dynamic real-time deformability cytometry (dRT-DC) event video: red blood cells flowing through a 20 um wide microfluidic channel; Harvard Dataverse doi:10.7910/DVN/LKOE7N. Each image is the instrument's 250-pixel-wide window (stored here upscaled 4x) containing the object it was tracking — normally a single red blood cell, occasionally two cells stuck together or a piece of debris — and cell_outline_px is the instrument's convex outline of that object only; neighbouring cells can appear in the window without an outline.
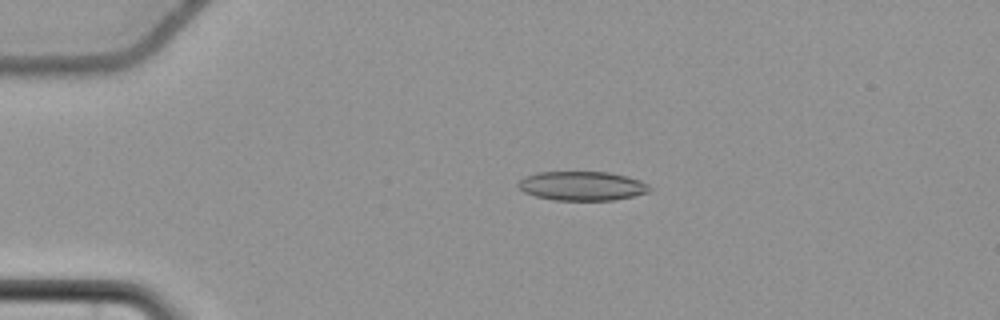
{"species": "common noctule bat (a hibernating species)", "species_latin": "Nyctalus noctula", "temperature_condition": "cold", "stored_images_in_passage": 58, "camera_frame_rate_fps": 3000, "um_per_image_px": 0.085, "animal": {"sex": "female", "body_mass_g": 22.7, "forearm_length_mm": 54.2}, "frame": {"image": 1, "passage_image": 14, "time_ms": 4.333, "image_size_px": [1000, 320], "cell_outline_px": [[652, 188], [648, 192], [632, 196], [612, 200], [552, 200], [536, 196], [524, 192], [516, 184], [524, 176], [536, 172], [608, 172], [640, 180], [648, 184]], "centroid_in_image_um": [49.44, 15.8], "position_along_channel_um": 35.6, "area_um2": 22.25}}
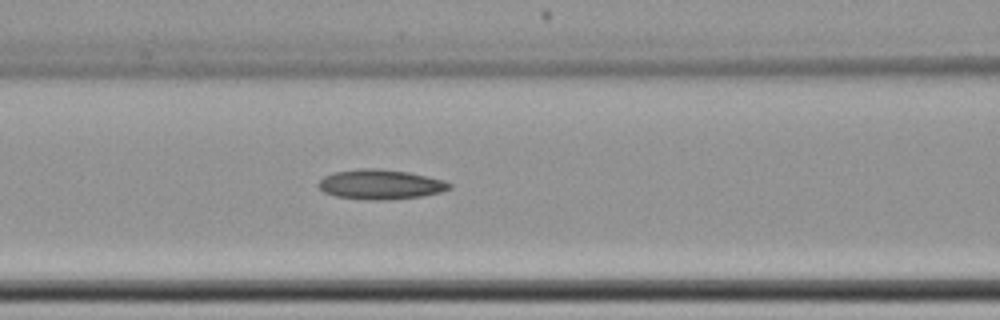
{"frame": {"image": 2, "passage_image": 26, "time_ms": 8.333, "image_size_px": [1000, 320], "cell_outline_px": [[452, 188], [440, 192], [420, 196], [388, 200], [368, 200], [336, 196], [324, 192], [316, 184], [324, 176], [332, 172], [364, 168], [376, 168], [408, 172], [444, 180], [452, 184]], "centroid_in_image_um": [32.32, 15.67], "position_along_channel_um": 134.3, "area_um2": 22.72}}
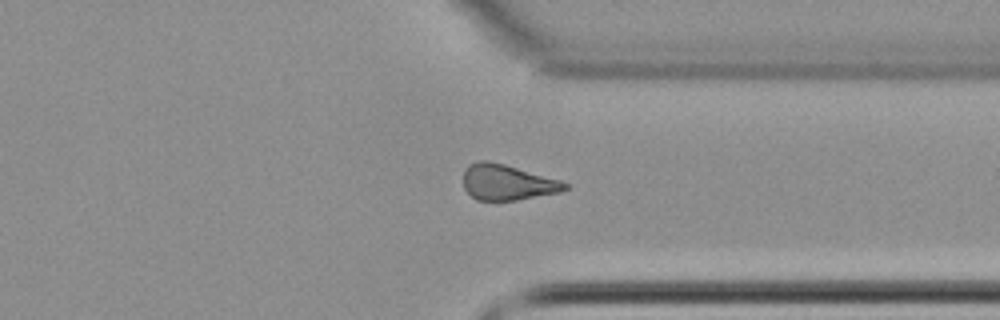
{"frame": {"image": 3, "passage_image": 45, "time_ms": 14.667, "image_size_px": [1000, 320], "cell_outline_px": [[568, 188], [560, 192], [516, 200], [476, 200], [464, 188], [464, 168], [468, 164], [480, 160], [488, 160], [504, 164], [560, 180], [568, 184]], "centroid_in_image_um": [43.09, 15.49], "position_along_channel_um": 368.3, "area_um2": 20.98}, "authors_computed_cell_mechanics": {"area_um2": 22.1952, "velocity_mm_per_s": 3.6995, "shape_relaxation_time_tau1_ms": 5.5369, "shape_relaxation_time_tau2_ms": 6.5049, "deformation_change_tau1": 0.1054, "deformation_change_tau2": 0.1503}}